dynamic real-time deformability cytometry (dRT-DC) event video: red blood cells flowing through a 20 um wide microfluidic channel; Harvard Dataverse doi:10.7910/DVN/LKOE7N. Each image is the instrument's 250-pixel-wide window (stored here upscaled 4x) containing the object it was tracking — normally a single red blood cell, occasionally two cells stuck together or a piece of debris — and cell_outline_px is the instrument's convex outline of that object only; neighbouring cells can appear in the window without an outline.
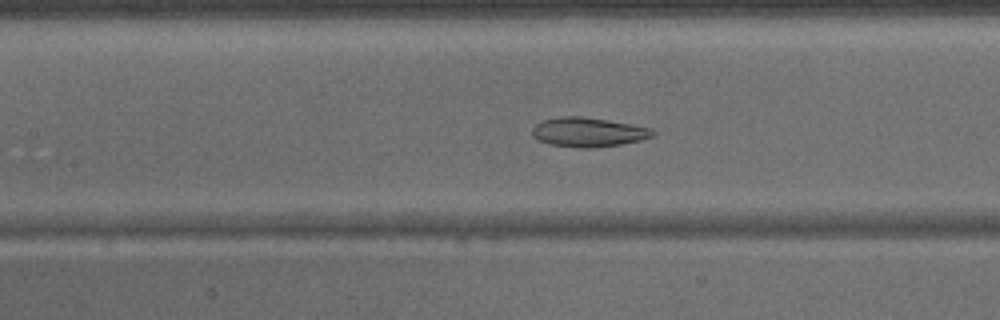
{"species": "common noctule bat (a hibernating species)", "species_latin": "Nyctalus noctula", "temperature_condition": "warm", "stored_images_in_passage": 43, "camera_frame_rate_fps": 3000, "um_per_image_px": 0.085, "animal": {"sex": "male", "body_mass_g": 15.6}, "frame": {"image": 1, "passage_image": 19, "time_ms": 6.0, "image_size_px": [1000, 320], "cell_outline_px": [[656, 132], [652, 136], [640, 140], [620, 144], [592, 148], [580, 148], [548, 144], [536, 140], [532, 136], [532, 128], [536, 124], [544, 120], [564, 116], [580, 116], [608, 120], [632, 124], [652, 128]], "centroid_in_image_um": [49.98, 11.24], "position_along_channel_um": 157.4, "area_um2": 20.63}}
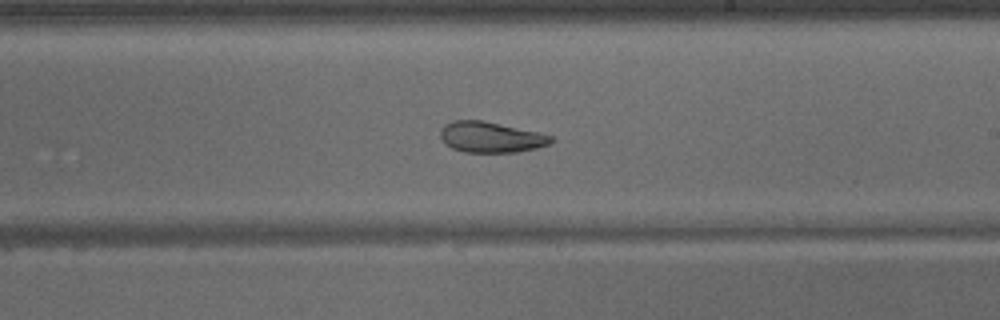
{"frame": {"image": 2, "passage_image": 25, "time_ms": 8.0, "image_size_px": [1000, 320], "cell_outline_px": [[556, 140], [552, 144], [536, 148], [516, 152], [464, 152], [452, 148], [440, 136], [440, 128], [444, 124], [452, 120], [480, 120], [540, 132], [552, 136]], "centroid_in_image_um": [41.76, 11.65], "position_along_channel_um": 247.2, "area_um2": 19.88}}
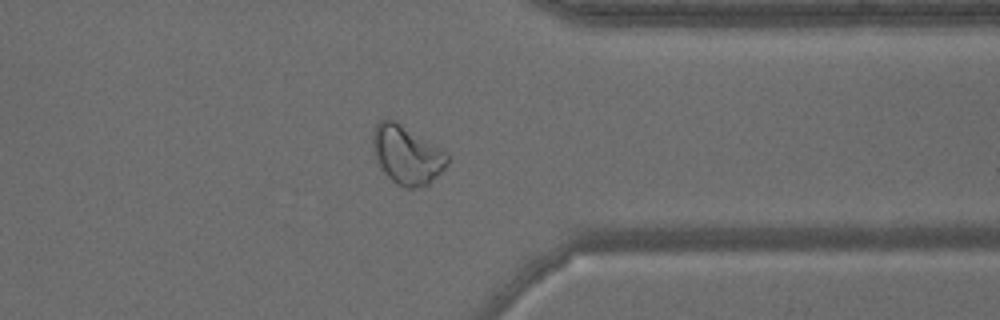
{"frame": {"image": 3, "passage_image": 34, "time_ms": 11.0, "image_size_px": [1000, 320], "cell_outline_px": [[448, 164], [428, 184], [416, 188], [404, 188], [392, 180], [380, 168], [376, 160], [372, 144], [372, 136], [376, 124], [380, 120], [396, 120], [448, 152]], "centroid_in_image_um": [34.58, 13.15], "position_along_channel_um": 376.8, "area_um2": 25.49}}